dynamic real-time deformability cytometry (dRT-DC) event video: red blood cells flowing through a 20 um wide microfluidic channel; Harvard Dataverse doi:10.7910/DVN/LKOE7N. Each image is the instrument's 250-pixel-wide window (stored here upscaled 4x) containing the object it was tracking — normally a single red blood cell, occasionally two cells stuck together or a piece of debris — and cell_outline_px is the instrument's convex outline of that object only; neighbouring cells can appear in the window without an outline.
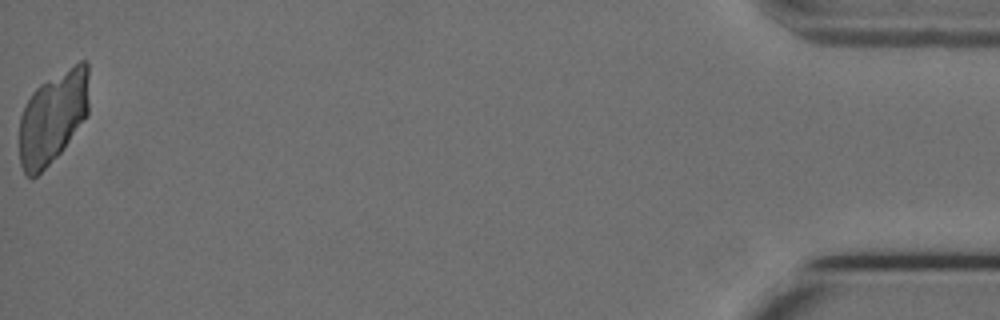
{"species": "Egyptian fruit bat (a non-hibernating species)", "species_latin": "Rousettus aegyptiacus", "temperature_condition": "cold", "stored_images_in_passage": 55, "camera_frame_rate_fps": 3000, "um_per_image_px": 0.085, "animal": {"sex": "female"}, "frame": {"image": 1, "passage_image": 55, "time_ms": 18.0, "image_size_px": [1000, 320], "cell_outline_px": [[88, 112], [64, 148], [32, 180], [24, 172], [20, 164], [20, 116], [32, 92], [40, 84], [80, 60], [88, 60]], "centroid_in_image_um": [4.49, 9.95], "position_along_channel_um": 430.7, "area_um2": 37.11}}